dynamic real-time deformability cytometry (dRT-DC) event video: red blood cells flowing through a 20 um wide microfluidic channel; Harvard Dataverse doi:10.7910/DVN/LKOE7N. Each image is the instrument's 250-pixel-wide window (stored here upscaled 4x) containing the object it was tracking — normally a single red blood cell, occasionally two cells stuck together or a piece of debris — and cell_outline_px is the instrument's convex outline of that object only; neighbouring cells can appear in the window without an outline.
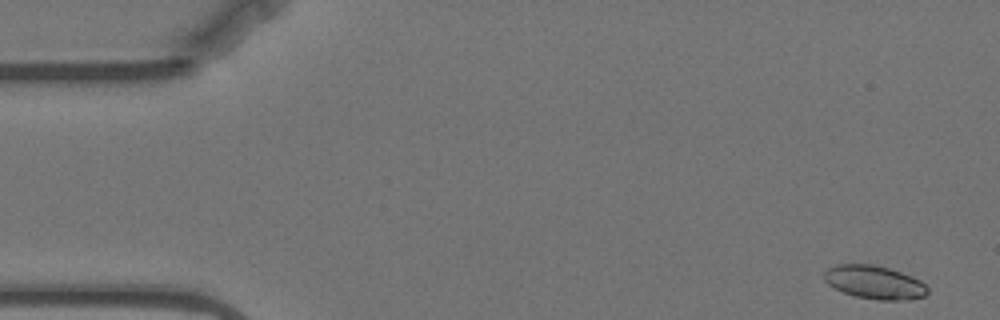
{"species": "Egyptian fruit bat (a non-hibernating species)", "species_latin": "Rousettus aegyptiacus", "temperature_condition": "warm", "stored_images_in_passage": 56, "camera_frame_rate_fps": 3000, "um_per_image_px": 0.085, "animal": {"sex": "female"}, "frame": {"image": 1, "passage_image": 1, "time_ms": 0.0, "image_size_px": [1000, 320], "cell_outline_px": [[928, 292], [924, 296], [908, 300], [876, 300], [856, 296], [844, 292], [828, 284], [824, 280], [824, 272], [828, 268], [836, 264], [872, 264], [888, 268], [912, 276], [920, 280], [928, 288]], "centroid_in_image_um": [74.33, 23.99], "position_along_channel_um": 10.7, "area_um2": 20.06}}
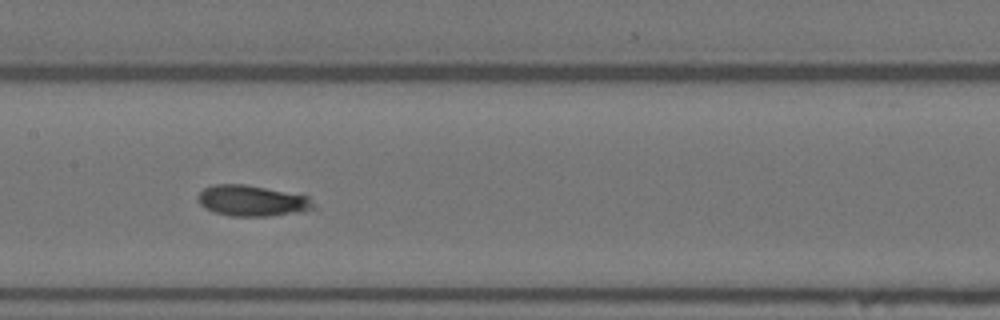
{"frame": {"image": 2, "passage_image": 26, "time_ms": 8.333, "image_size_px": [1000, 320], "cell_outline_px": [[316, 208], [304, 212], [268, 216], [232, 216], [216, 212], [204, 208], [196, 200], [196, 196], [204, 188], [212, 184], [244, 184], [308, 196]], "centroid_in_image_um": [21.4, 17.07], "position_along_channel_um": 186.0, "area_um2": 20.87}}
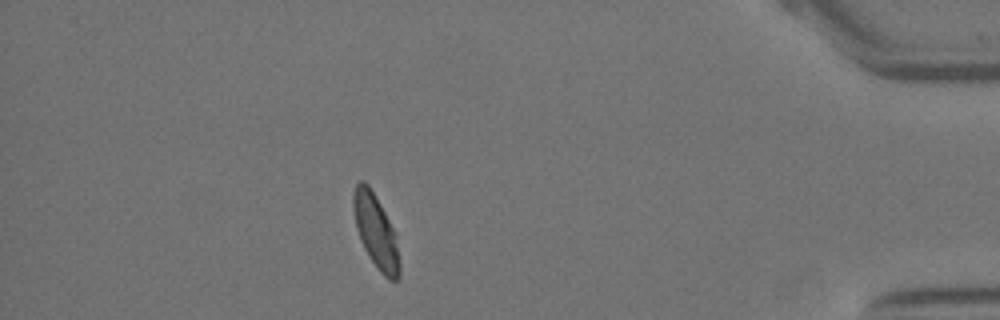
{"frame": {"image": 3, "passage_image": 49, "time_ms": 16.0, "image_size_px": [1000, 320], "cell_outline_px": [[400, 276], [396, 280], [388, 280], [380, 272], [364, 248], [360, 240], [356, 228], [352, 204], [352, 196], [356, 184], [360, 180], [364, 180], [368, 184], [380, 204], [396, 232], [400, 264]], "centroid_in_image_um": [31.95, 19.66], "position_along_channel_um": 403.2, "area_um2": 19.88}, "authors_computed_cell_mechanics": {"area_um2": 20.4034, "velocity_mm_per_s": 3.5016, "shape_relaxation_time_tau1_ms": 3.5723, "shape_relaxation_time_tau2_ms": 10.9578, "deformation_change_tau1": 0.0914, "deformation_change_tau2": 0.1458}}